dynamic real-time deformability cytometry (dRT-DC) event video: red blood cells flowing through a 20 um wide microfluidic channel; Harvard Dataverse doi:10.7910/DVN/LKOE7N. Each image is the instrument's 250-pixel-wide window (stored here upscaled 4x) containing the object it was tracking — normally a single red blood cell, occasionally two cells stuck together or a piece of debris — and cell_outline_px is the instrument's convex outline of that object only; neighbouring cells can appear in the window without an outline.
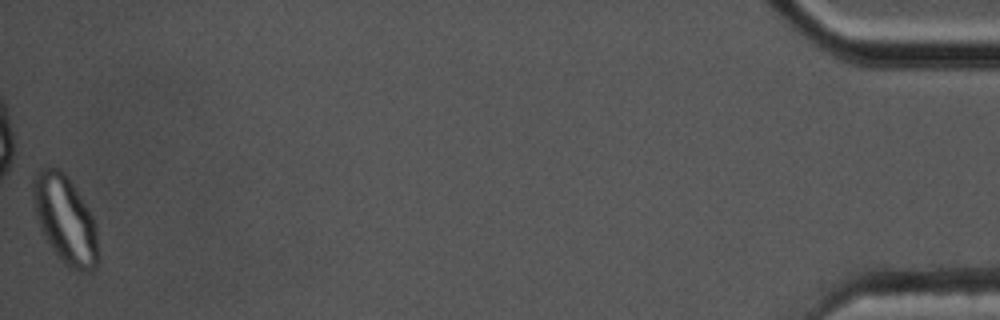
{"species": "common noctule bat (a hibernating species)", "species_latin": "Nyctalus noctula", "temperature_condition": "cold", "stored_images_in_passage": 43, "camera_frame_rate_fps": 3000, "um_per_image_px": 0.085, "animal": {"sex": "male", "body_mass_g": 17.5, "forearm_length_mm": 52.3}, "frame": {"image": 1, "passage_image": 43, "time_ms": 14.0, "image_size_px": [1000, 320], "cell_outline_px": [[100, 256], [96, 268], [88, 272], [80, 272], [68, 268], [60, 260], [52, 248], [40, 228], [36, 216], [32, 196], [32, 176], [44, 164], [56, 168], [64, 172], [76, 188], [88, 208], [96, 224]], "centroid_in_image_um": [5.55, 18.66], "position_along_channel_um": 429.7, "area_um2": 34.1}, "authors_computed_cell_mechanics": {"area_um2": 18.5538, "velocity_mm_per_s": 3.5683, "shape_relaxation_time_tau1_ms": null, "shape_relaxation_time_tau2_ms": 0.9354, "deformation_change_tau1": null, "deformation_change_tau2": 0.0587}}